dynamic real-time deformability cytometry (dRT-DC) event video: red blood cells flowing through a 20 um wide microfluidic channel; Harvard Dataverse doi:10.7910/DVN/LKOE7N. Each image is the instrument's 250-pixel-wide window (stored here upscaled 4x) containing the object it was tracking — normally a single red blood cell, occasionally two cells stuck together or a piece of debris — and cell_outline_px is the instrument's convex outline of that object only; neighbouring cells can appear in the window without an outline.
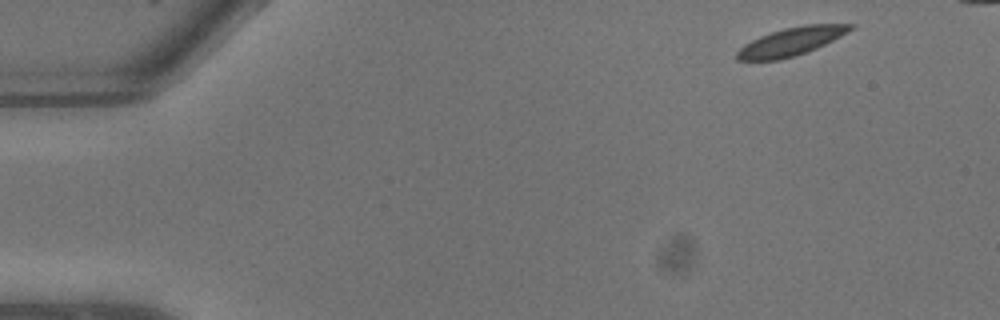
{"species": "common noctule bat (a hibernating species)", "species_latin": "Nyctalus noctula", "temperature_condition": "warm", "stored_images_in_passage": 7, "segment_of_instrument_passage": [1, 2], "camera_frame_rate_fps": 3000, "um_per_image_px": 0.085, "animal": {"sex": "male", "body_mass_g": 13.3}, "frame": {"image": 1, "passage_image": 1, "time_ms": 0.0, "image_size_px": [1000, 320], "cell_outline_px": [[856, 28], [808, 52], [780, 60], [736, 60], [736, 52], [744, 44], [760, 36], [784, 28], [804, 24], [856, 24]], "centroid_in_image_um": [67.26, 3.53], "position_along_channel_um": 17.7, "area_um2": 18.55}}